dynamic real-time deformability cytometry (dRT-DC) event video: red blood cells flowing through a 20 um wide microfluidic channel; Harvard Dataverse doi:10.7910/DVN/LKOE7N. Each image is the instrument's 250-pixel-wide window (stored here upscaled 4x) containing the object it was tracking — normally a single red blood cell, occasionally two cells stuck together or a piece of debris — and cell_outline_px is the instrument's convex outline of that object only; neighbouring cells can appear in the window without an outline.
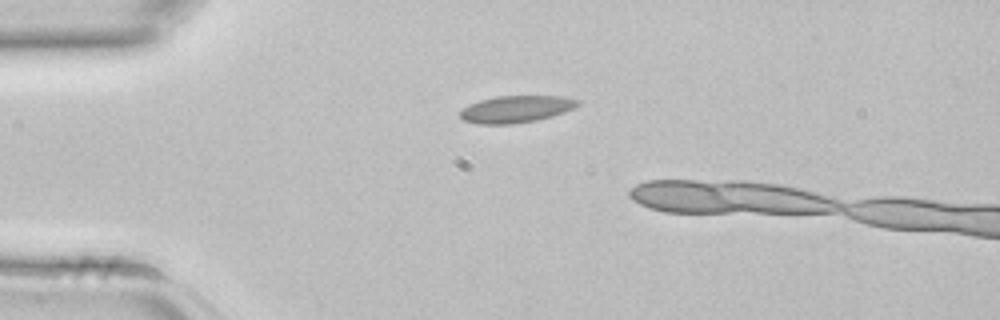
{"species": "common noctule bat (a hibernating species)", "species_latin": "Nyctalus noctula", "temperature_condition": "room temperature", "stored_images_in_passage": 2, "camera_frame_rate_fps": 3000, "um_per_image_px": 0.085, "animal": {"sex": "female", "body_mass_g": 22.7, "forearm_length_mm": 54.2}, "frame": {"image": 1, "passage_image": 1, "time_ms": 0.0, "image_size_px": [1000, 320], "cell_outline_px": [[580, 104], [564, 112], [552, 116], [536, 120], [512, 124], [480, 124], [464, 120], [460, 116], [460, 112], [464, 108], [480, 100], [496, 96], [564, 96], [580, 100]], "centroid_in_image_um": [43.9, 9.27], "position_along_channel_um": 41.1, "area_um2": 18.32}}